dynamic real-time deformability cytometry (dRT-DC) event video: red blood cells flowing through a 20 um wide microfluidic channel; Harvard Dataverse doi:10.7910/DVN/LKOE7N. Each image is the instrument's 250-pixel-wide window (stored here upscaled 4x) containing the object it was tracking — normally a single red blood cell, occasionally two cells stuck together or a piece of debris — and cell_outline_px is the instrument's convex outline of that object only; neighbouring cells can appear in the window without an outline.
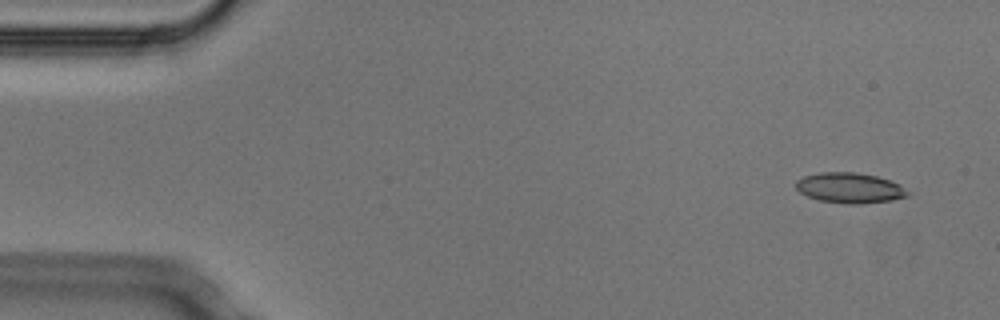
{"species": "Egyptian fruit bat (a non-hibernating species)", "species_latin": "Rousettus aegyptiacus", "temperature_condition": "cold", "stored_images_in_passage": 7, "camera_frame_rate_fps": 3000, "um_per_image_px": 0.085, "animal": {"sex": "male"}, "frame": {"image": 1, "passage_image": 1, "time_ms": 0.0, "image_size_px": [1000, 320], "cell_outline_px": [[908, 196], [892, 200], [856, 204], [848, 204], [820, 200], [808, 196], [800, 192], [796, 188], [796, 180], [804, 176], [820, 172], [856, 172], [876, 176], [900, 184], [908, 192]], "centroid_in_image_um": [72.21, 15.96], "position_along_channel_um": 12.8, "area_um2": 19.59}}
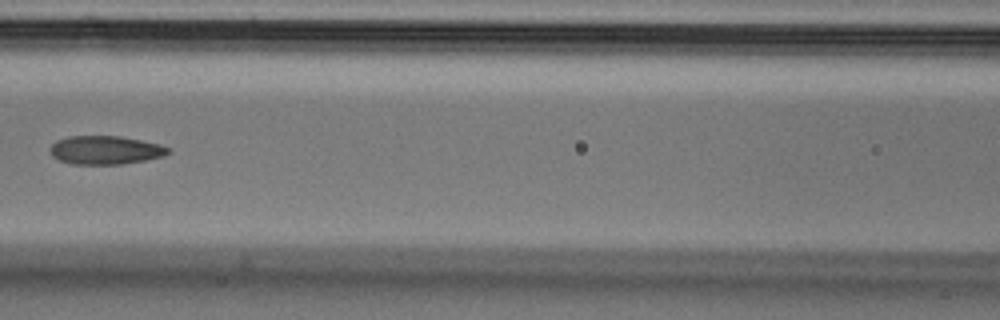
{"frame": {"image": 2, "passage_image": 6, "time_ms": 1.667, "image_size_px": [1000, 320], "cell_outline_px": [[172, 152], [164, 156], [144, 160], [120, 164], [72, 164], [60, 160], [52, 156], [48, 148], [56, 140], [68, 136], [120, 136], [160, 144], [172, 148]], "centroid_in_image_um": [8.96, 12.75], "position_along_channel_um": 157.6, "area_um2": 19.77}}
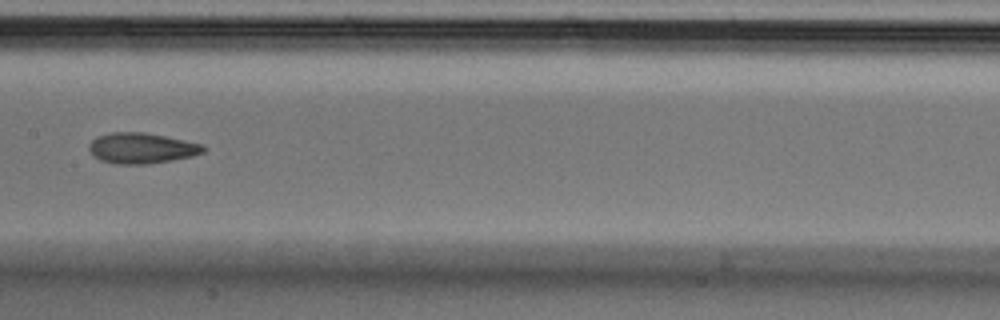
{"frame": {"image": 3, "passage_image": 7, "time_ms": 2.0, "image_size_px": [1000, 320], "cell_outline_px": [[208, 148], [204, 152], [192, 156], [172, 160], [148, 164], [112, 164], [100, 160], [92, 156], [88, 148], [88, 144], [96, 136], [112, 132], [144, 132], [204, 144]], "centroid_in_image_um": [12.02, 12.6], "position_along_channel_um": 195.4, "area_um2": 20.69}}